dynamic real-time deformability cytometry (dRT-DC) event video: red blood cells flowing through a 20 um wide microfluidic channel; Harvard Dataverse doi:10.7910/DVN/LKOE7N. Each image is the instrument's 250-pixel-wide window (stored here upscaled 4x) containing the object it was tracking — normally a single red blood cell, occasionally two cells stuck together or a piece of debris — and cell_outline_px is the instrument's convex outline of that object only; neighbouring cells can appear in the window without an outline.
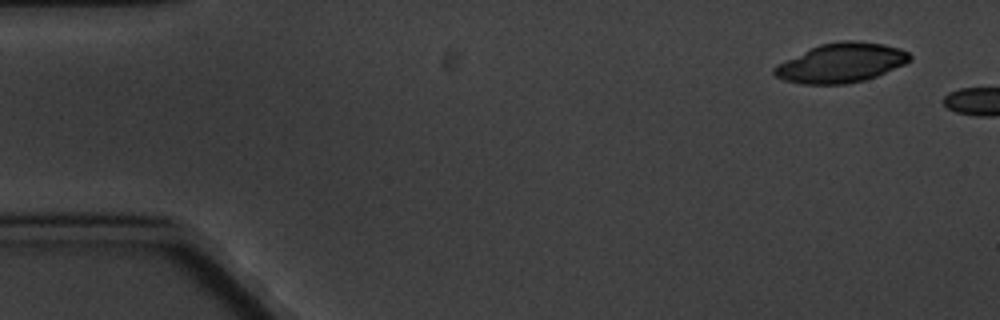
{"species": "common noctule bat (a hibernating species)", "species_latin": "Nyctalus noctula", "temperature_condition": "cold", "stored_images_in_passage": 3, "camera_frame_rate_fps": 3000, "um_per_image_px": 0.085, "animal": {"sex": "male", "body_mass_g": 20.1, "forearm_length_mm": 53.5}, "frame": {"image": 1, "passage_image": 1, "time_ms": 0.0, "image_size_px": [1000, 320], "cell_outline_px": [[912, 60], [904, 64], [876, 76], [864, 80], [848, 84], [804, 84], [784, 80], [776, 76], [772, 72], [772, 68], [776, 64], [820, 44], [844, 40], [856, 40], [884, 44], [900, 48], [908, 52], [912, 56]], "centroid_in_image_um": [71.5, 5.34], "position_along_channel_um": 13.5, "area_um2": 31.1}}